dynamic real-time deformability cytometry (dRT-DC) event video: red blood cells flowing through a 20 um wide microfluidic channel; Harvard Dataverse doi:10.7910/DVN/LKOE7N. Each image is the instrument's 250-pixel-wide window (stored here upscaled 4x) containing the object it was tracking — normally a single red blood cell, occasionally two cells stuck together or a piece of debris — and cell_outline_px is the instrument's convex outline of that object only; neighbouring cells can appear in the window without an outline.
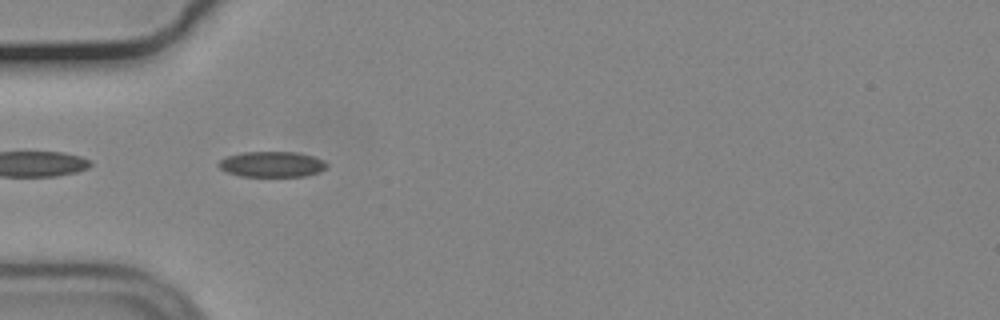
{"species": "common noctule bat (a hibernating species)", "species_latin": "Nyctalus noctula", "temperature_condition": "cold", "stored_images_in_passage": 9, "camera_frame_rate_fps": 3000, "um_per_image_px": 0.085, "animal": {"sex": "male", "body_mass_g": 19.2, "forearm_length_mm": 51.8}, "frame": {"image": 1, "passage_image": 2, "time_ms": 0.333, "image_size_px": [1000, 320], "cell_outline_px": [[328, 164], [320, 172], [304, 176], [240, 176], [228, 172], [220, 168], [216, 164], [220, 160], [228, 156], [244, 152], [296, 152], [312, 156], [324, 160]], "centroid_in_image_um": [23.11, 13.96], "position_along_channel_um": 61.9, "area_um2": 16.01}}
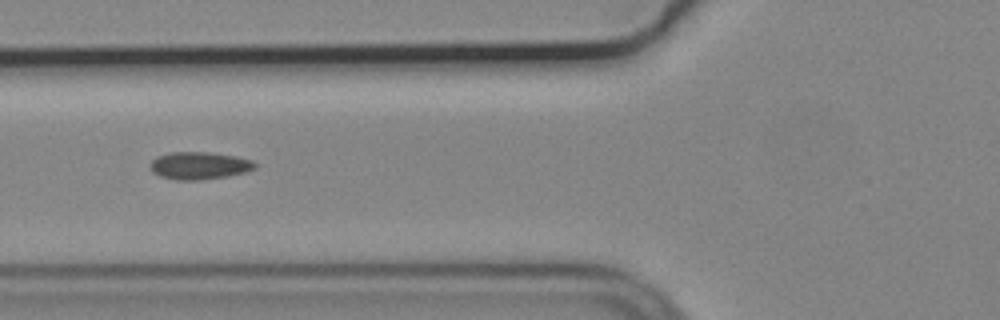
{"frame": {"image": 2, "passage_image": 6, "time_ms": 1.667, "image_size_px": [1000, 320], "cell_outline_px": [[256, 168], [244, 172], [228, 176], [200, 180], [176, 180], [160, 176], [152, 172], [148, 164], [156, 156], [172, 152], [208, 152], [236, 156], [252, 160], [256, 164]], "centroid_in_image_um": [16.91, 14.07], "position_along_channel_um": 108.9, "area_um2": 16.88}}